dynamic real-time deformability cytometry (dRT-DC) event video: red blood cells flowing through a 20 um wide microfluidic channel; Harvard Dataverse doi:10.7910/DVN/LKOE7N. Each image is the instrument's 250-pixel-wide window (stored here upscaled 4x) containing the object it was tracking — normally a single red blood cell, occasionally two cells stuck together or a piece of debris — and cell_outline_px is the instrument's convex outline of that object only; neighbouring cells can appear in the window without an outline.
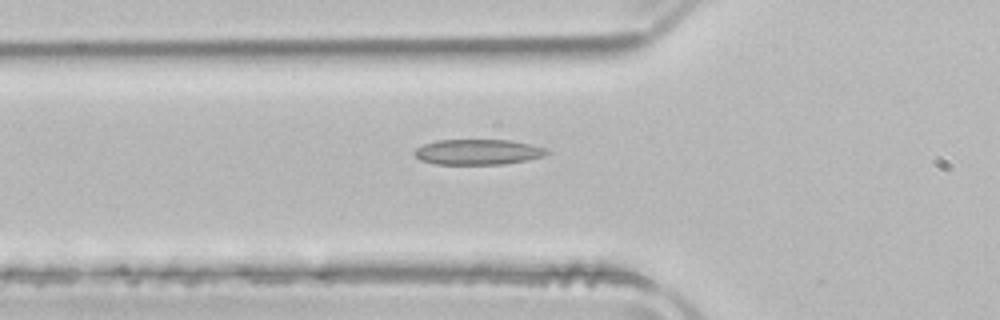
{"species": "common noctule bat (a hibernating species)", "species_latin": "Nyctalus noctula", "temperature_condition": "room temperature", "stored_images_in_passage": 36, "camera_frame_rate_fps": 3000, "um_per_image_px": 0.085, "animal": {"sex": "male", "body_mass_g": 21.5, "forearm_length_mm": 52.0}, "frame": {"image": 1, "passage_image": 2, "time_ms": 0.333, "image_size_px": [1000, 320], "cell_outline_px": [[552, 152], [544, 156], [528, 160], [504, 164], [436, 164], [420, 160], [412, 152], [416, 148], [424, 144], [436, 140], [512, 140], [532, 144], [548, 148]], "centroid_in_image_um": [40.68, 12.91], "position_along_channel_um": 85.1, "area_um2": 19.88}}
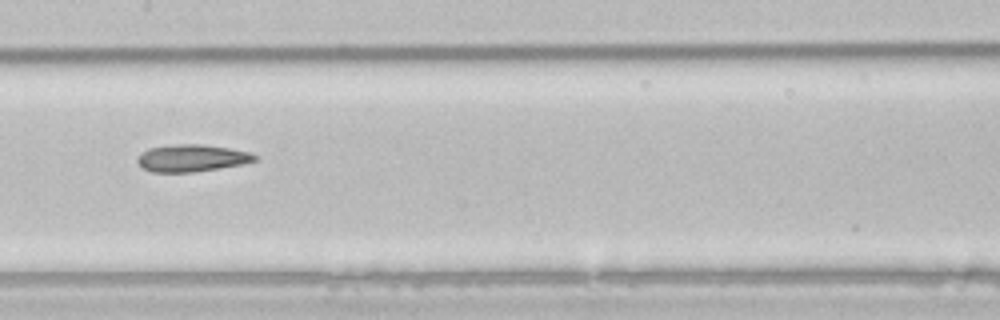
{"frame": {"image": 2, "passage_image": 10, "time_ms": 3.0, "image_size_px": [1000, 320], "cell_outline_px": [[260, 160], [244, 164], [196, 172], [152, 172], [144, 168], [136, 160], [140, 152], [148, 148], [180, 144], [200, 144], [228, 148], [248, 152], [260, 156]], "centroid_in_image_um": [16.34, 13.44], "position_along_channel_um": 191.1, "area_um2": 18.67}}
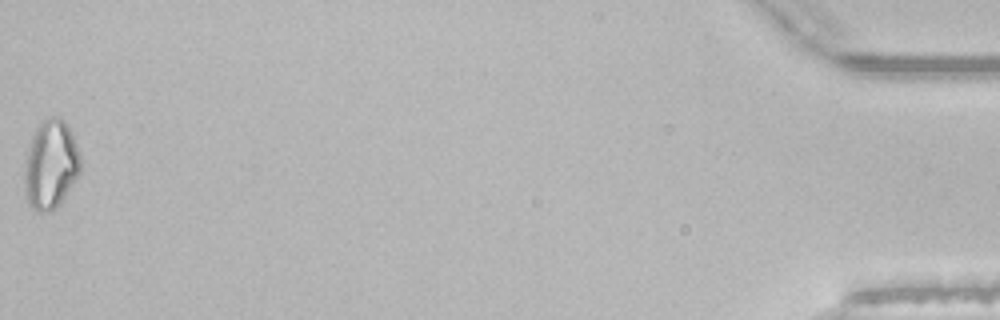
{"frame": {"image": 3, "passage_image": 36, "time_ms": 11.667, "image_size_px": [1000, 320], "cell_outline_px": [[80, 172], [64, 200], [56, 208], [48, 212], [40, 212], [32, 208], [28, 204], [24, 192], [24, 168], [28, 152], [36, 128], [48, 116], [56, 116], [64, 120], [72, 132], [80, 152]], "centroid_in_image_um": [4.33, 14.02], "position_along_channel_um": 430.9, "area_um2": 29.19}, "authors_computed_cell_mechanics": {"area_um2": 19.0451, "velocity_mm_per_s": 3.9346, "shape_relaxation_time_tau1_ms": null, "shape_relaxation_time_tau2_ms": 5.4735, "deformation_change_tau1": null, "deformation_change_tau2": 0.1593}}